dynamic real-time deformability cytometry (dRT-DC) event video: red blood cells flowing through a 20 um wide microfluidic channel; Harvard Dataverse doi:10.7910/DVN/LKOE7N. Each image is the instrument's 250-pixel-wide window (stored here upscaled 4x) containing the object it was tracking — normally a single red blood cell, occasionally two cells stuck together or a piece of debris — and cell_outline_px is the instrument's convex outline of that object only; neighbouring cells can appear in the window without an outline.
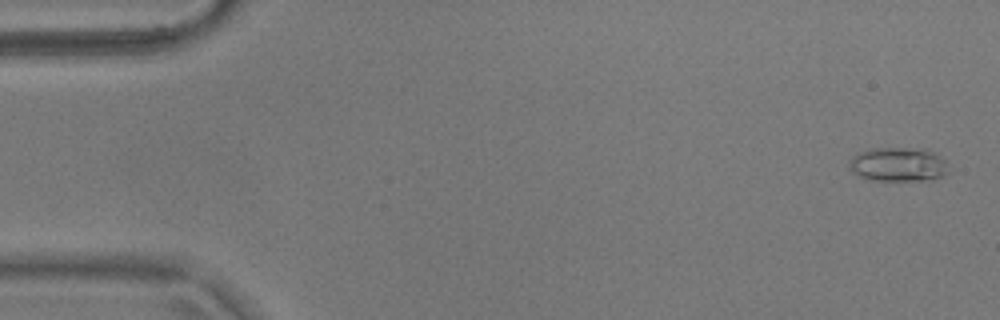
{"species": "common noctule bat (a hibernating species)", "species_latin": "Nyctalus noctula", "temperature_condition": "warm", "stored_images_in_passage": 55, "camera_frame_rate_fps": 3000, "um_per_image_px": 0.085, "animal": {"sex": "male", "body_mass_g": 17.9}, "frame": {"image": 1, "passage_image": 2, "time_ms": 0.333, "image_size_px": [1000, 320], "cell_outline_px": [[948, 172], [944, 176], [928, 180], [872, 180], [860, 176], [852, 172], [848, 168], [848, 160], [852, 156], [860, 152], [872, 148], [928, 148], [940, 156], [944, 160]], "centroid_in_image_um": [76.33, 13.96], "position_along_channel_um": 8.7, "area_um2": 19.94}}
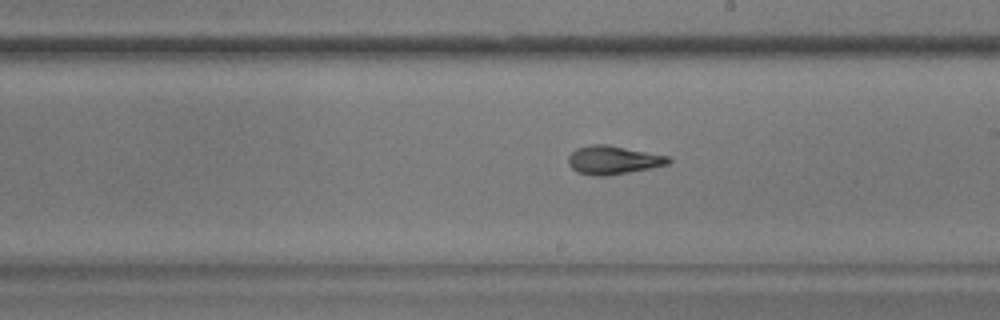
{"frame": {"image": 2, "passage_image": 31, "time_ms": 10.0, "image_size_px": [1000, 320], "cell_outline_px": [[672, 160], [668, 164], [628, 172], [604, 176], [600, 176], [576, 172], [568, 164], [568, 156], [576, 148], [592, 144], [608, 144], [668, 156]], "centroid_in_image_um": [52.08, 13.59], "position_along_channel_um": 236.9, "area_um2": 16.47}}
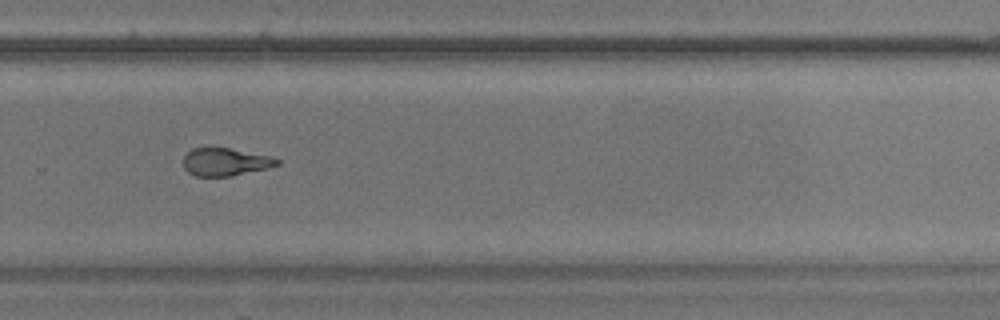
{"frame": {"image": 3, "passage_image": 37, "time_ms": 12.0, "image_size_px": [1000, 320], "cell_outline_px": [[280, 164], [268, 168], [232, 176], [196, 176], [188, 172], [184, 168], [184, 156], [192, 148], [228, 148], [272, 156], [280, 160]], "centroid_in_image_um": [19.18, 13.77], "position_along_channel_um": 310.6, "area_um2": 15.14}, "authors_computed_cell_mechanics": {"area_um2": 16.7042, "velocity_mm_per_s": 3.7106, "shape_relaxation_time_tau1_ms": 4.3876, "shape_relaxation_time_tau2_ms": 2.3177, "deformation_change_tau1": 0.1608, "deformation_change_tau2": 0.1031}}